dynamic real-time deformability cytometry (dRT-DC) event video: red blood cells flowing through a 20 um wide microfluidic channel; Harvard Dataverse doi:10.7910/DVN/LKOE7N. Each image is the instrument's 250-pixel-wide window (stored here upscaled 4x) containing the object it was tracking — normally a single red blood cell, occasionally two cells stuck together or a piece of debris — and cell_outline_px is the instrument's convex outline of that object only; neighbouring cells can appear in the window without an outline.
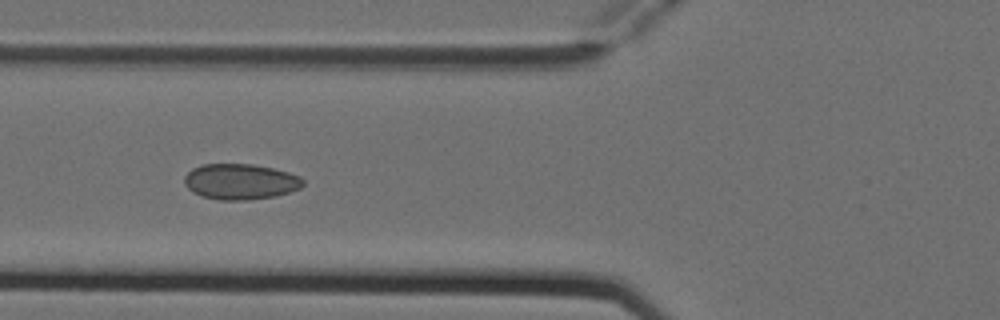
{"species": "Egyptian fruit bat (a non-hibernating species)", "species_latin": "Rousettus aegyptiacus", "temperature_condition": "cold", "stored_images_in_passage": 6, "camera_frame_rate_fps": 3000, "um_per_image_px": 0.085, "animal": {"sex": "female"}, "frame": {"image": 1, "passage_image": 6, "time_ms": 1.667, "image_size_px": [1000, 320], "cell_outline_px": [[304, 184], [300, 188], [276, 196], [244, 200], [220, 200], [200, 196], [192, 192], [184, 184], [184, 176], [192, 168], [200, 164], [252, 164], [272, 168], [288, 172], [300, 176], [304, 180]], "centroid_in_image_um": [20.41, 15.43], "position_along_channel_um": 105.4, "area_um2": 24.8}}